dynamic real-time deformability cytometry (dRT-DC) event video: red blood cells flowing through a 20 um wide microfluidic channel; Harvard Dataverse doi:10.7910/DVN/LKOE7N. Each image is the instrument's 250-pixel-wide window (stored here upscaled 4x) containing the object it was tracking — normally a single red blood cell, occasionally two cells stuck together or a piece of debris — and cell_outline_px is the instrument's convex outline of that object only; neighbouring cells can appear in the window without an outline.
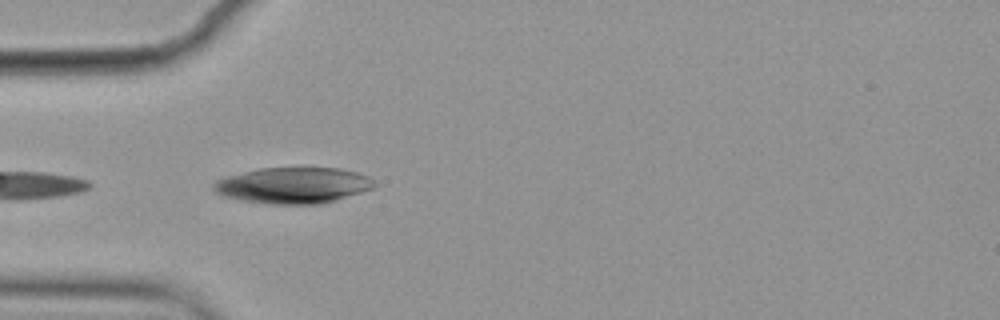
{"species": "common noctule bat (a hibernating species)", "species_latin": "Nyctalus noctula", "temperature_condition": "cold", "stored_images_in_passage": 6, "camera_frame_rate_fps": 3000, "um_per_image_px": 0.085, "animal": {"sex": "female", "body_mass_g": 19.9}, "frame": {"image": 1, "passage_image": 4, "time_ms": 1.0, "image_size_px": [1000, 320], "cell_outline_px": [[376, 184], [372, 188], [336, 200], [320, 204], [272, 204], [240, 200], [224, 196], [216, 192], [212, 188], [212, 184], [216, 180], [228, 176], [260, 168], [340, 168], [356, 172], [368, 176]], "centroid_in_image_um": [24.91, 15.76], "position_along_channel_um": 60.1, "area_um2": 33.52}}
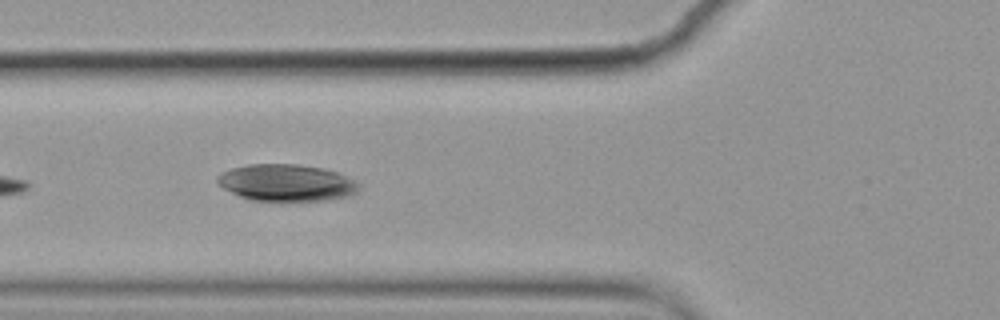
{"frame": {"image": 2, "passage_image": 5, "time_ms": 1.333, "image_size_px": [1000, 320], "cell_outline_px": [[360, 188], [356, 192], [344, 196], [324, 200], [248, 200], [216, 184], [216, 176], [232, 168], [248, 164], [296, 164], [324, 168], [336, 172], [360, 184]], "centroid_in_image_um": [24.3, 15.52], "position_along_channel_um": 101.5, "area_um2": 30.0}}